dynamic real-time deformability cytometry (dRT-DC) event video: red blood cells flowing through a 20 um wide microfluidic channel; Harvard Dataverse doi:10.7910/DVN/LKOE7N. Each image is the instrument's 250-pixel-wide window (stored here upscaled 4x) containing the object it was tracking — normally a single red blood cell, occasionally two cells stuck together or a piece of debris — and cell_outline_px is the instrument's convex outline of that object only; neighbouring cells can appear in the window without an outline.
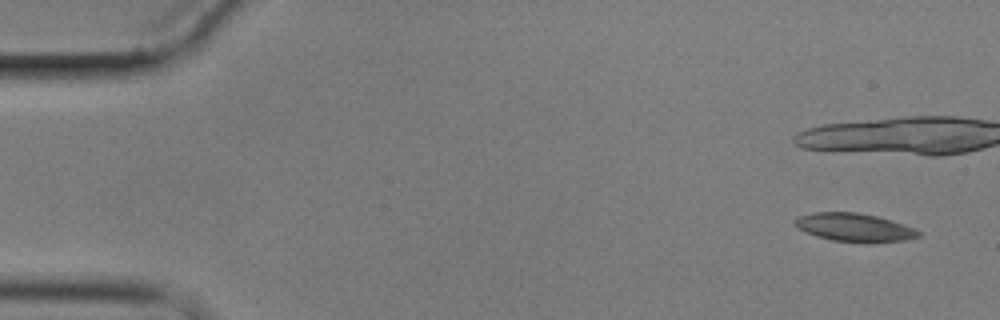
{"species": "common noctule bat (a hibernating species)", "species_latin": "Nyctalus noctula", "temperature_condition": "cold", "stored_images_in_passage": 6, "camera_frame_rate_fps": 3000, "um_per_image_px": 0.085, "animal": {"sex": "male", "body_mass_g": 17.9}, "frame": {"image": 1, "passage_image": 1, "time_ms": 0.0, "image_size_px": [1000, 320], "cell_outline_px": [[920, 236], [908, 240], [872, 244], [868, 244], [832, 240], [816, 236], [796, 228], [792, 224], [792, 220], [800, 216], [812, 212], [856, 212], [876, 216], [892, 220], [904, 224], [920, 232]], "centroid_in_image_um": [72.61, 19.35], "position_along_channel_um": 12.4, "area_um2": 20.87}}